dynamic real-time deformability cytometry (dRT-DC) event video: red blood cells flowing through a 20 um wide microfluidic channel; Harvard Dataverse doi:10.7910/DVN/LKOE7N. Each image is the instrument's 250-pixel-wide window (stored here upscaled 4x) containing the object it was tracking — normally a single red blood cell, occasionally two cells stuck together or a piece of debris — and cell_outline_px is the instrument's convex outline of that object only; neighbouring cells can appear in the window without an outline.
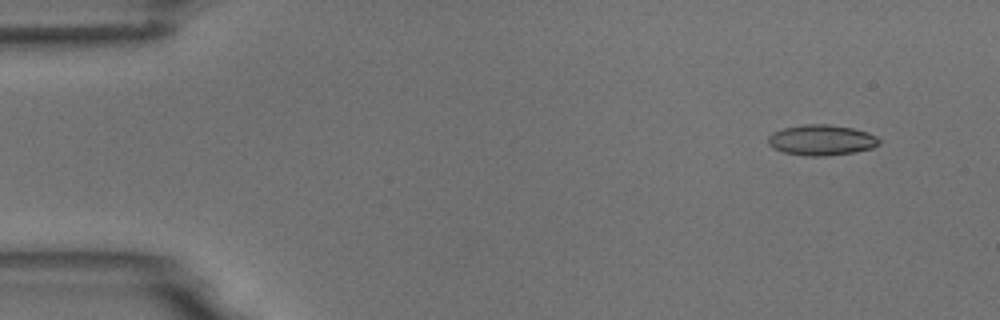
{"species": "common noctule bat (a hibernating species)", "species_latin": "Nyctalus noctula", "temperature_condition": "room temperature", "stored_images_in_passage": 5, "camera_frame_rate_fps": 3000, "um_per_image_px": 0.085, "animal": {"sex": "male", "body_mass_g": 18.8}, "frame": {"image": 1, "passage_image": 2, "time_ms": 1.333, "image_size_px": [1000, 320], "cell_outline_px": [[880, 144], [872, 148], [856, 152], [824, 156], [808, 156], [784, 152], [772, 148], [768, 144], [768, 136], [772, 132], [784, 128], [804, 124], [828, 124], [852, 128], [868, 132], [876, 136], [880, 140]], "centroid_in_image_um": [69.83, 11.9], "position_along_channel_um": 15.2, "area_um2": 19.88}}
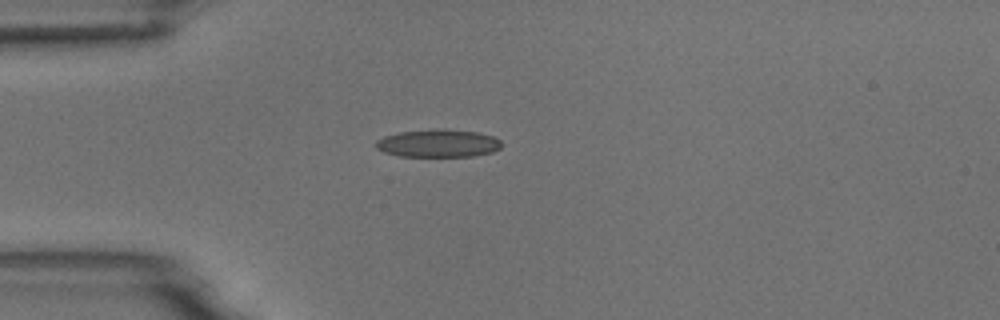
{"frame": {"image": 2, "passage_image": 5, "time_ms": 4.667, "image_size_px": [1000, 320], "cell_outline_px": [[500, 148], [492, 152], [472, 156], [400, 156], [384, 152], [376, 148], [376, 140], [384, 136], [400, 132], [436, 128], [444, 128], [476, 132], [492, 136], [500, 140]], "centroid_in_image_um": [37.22, 12.17], "position_along_channel_um": 47.8, "area_um2": 20.35}}